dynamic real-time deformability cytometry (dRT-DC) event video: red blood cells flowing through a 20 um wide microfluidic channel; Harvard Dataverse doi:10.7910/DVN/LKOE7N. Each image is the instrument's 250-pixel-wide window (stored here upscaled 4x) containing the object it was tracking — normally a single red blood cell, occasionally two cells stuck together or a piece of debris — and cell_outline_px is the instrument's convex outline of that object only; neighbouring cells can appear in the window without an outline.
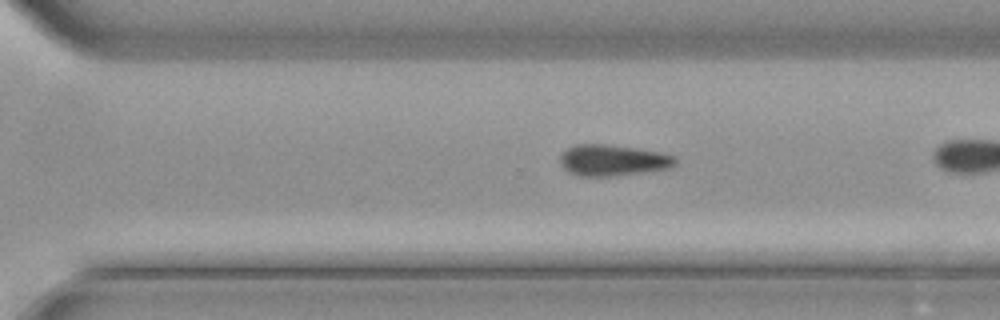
{"species": "common noctule bat (a hibernating species)", "species_latin": "Nyctalus noctula", "temperature_condition": "cold", "stored_images_in_passage": 29, "camera_frame_rate_fps": 3000, "um_per_image_px": 0.085, "animal": {"sex": "male", "body_mass_g": 21.5, "forearm_length_mm": 52.0}, "frame": {"image": 1, "passage_image": 25, "time_ms": 8.0, "image_size_px": [1000, 320], "cell_outline_px": [[676, 164], [672, 168], [616, 176], [576, 176], [568, 172], [560, 164], [560, 156], [572, 144], [604, 144], [660, 152], [676, 156]], "centroid_in_image_um": [52.08, 13.63], "position_along_channel_um": 318.5, "area_um2": 21.04}}